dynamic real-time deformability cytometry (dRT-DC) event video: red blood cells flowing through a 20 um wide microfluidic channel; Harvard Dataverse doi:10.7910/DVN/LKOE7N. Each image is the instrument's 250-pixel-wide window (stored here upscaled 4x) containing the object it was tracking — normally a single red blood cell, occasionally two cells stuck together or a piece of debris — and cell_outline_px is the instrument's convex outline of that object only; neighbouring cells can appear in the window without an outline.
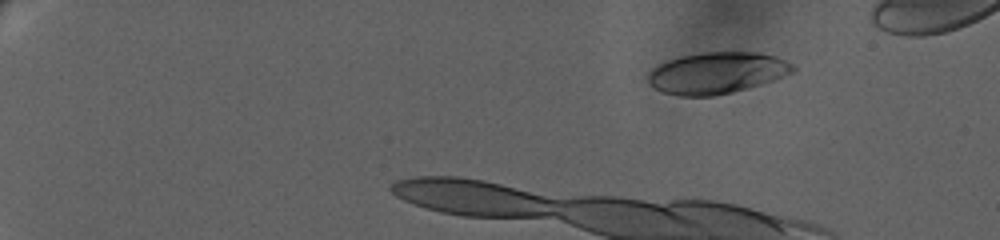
{"species": "human", "species_latin": "Homo sapiens", "temperature_condition": "warm", "stored_images_in_passage": 19, "camera_frame_rate_fps": 3000, "um_per_image_px": 0.085, "donor": {"sex": "female"}, "frame": {"image": 1, "passage_image": 1, "time_ms": 0.0, "image_size_px": [1000, 240], "cell_outline_px": [[796, 68], [792, 72], [776, 80], [732, 92], [712, 96], [676, 96], [664, 92], [648, 84], [648, 72], [656, 64], [680, 56], [704, 52], [760, 52], [776, 56], [792, 64]], "centroid_in_image_um": [60.92, 6.19], "position_along_channel_um": 24.1, "area_um2": 35.2}}
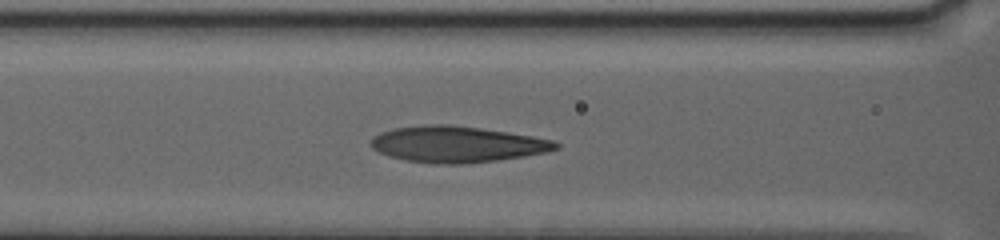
{"frame": {"image": 2, "passage_image": 8, "time_ms": 4.667, "image_size_px": [1000, 240], "cell_outline_px": [[560, 148], [548, 152], [524, 156], [496, 160], [464, 164], [436, 164], [408, 160], [388, 156], [372, 148], [368, 144], [368, 140], [372, 136], [380, 132], [392, 128], [420, 124], [448, 124], [480, 128], [532, 136], [552, 140], [560, 144]], "centroid_in_image_um": [38.79, 12.25], "position_along_channel_um": 127.8, "area_um2": 39.25}}
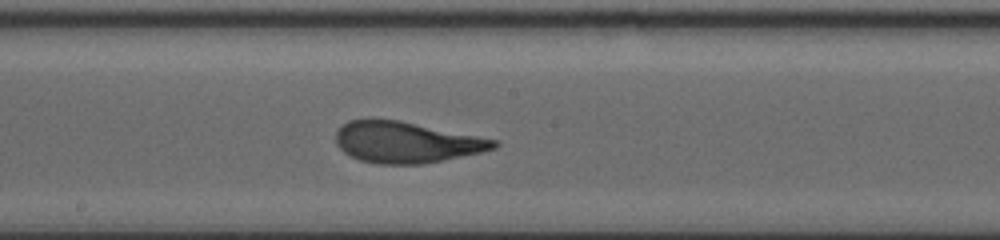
{"frame": {"image": 3, "passage_image": 17, "time_ms": 7.333, "image_size_px": [1000, 240], "cell_outline_px": [[500, 144], [496, 148], [480, 152], [420, 164], [376, 164], [360, 160], [344, 152], [336, 144], [336, 132], [348, 120], [400, 120], [496, 140]], "centroid_in_image_um": [34.51, 12.1], "position_along_channel_um": 213.7, "area_um2": 37.22}}